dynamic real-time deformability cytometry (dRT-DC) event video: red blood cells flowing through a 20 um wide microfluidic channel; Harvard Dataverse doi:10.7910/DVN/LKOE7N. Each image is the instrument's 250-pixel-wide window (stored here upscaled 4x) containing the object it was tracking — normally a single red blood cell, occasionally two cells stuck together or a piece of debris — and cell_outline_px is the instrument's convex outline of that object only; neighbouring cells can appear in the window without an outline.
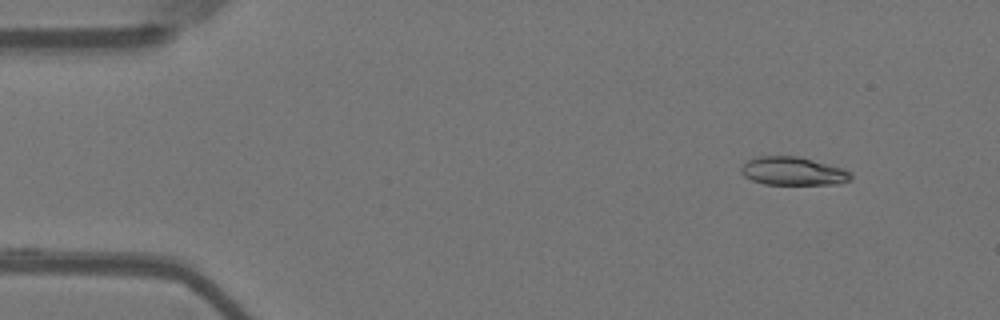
{"species": "Egyptian fruit bat (a non-hibernating species)", "species_latin": "Rousettus aegyptiacus", "temperature_condition": "warm", "stored_images_in_passage": 12, "camera_frame_rate_fps": 3000, "um_per_image_px": 0.085, "animal": {"sex": "female"}, "frame": {"image": 1, "passage_image": 1, "time_ms": 0.0, "image_size_px": [1000, 320], "cell_outline_px": [[852, 180], [836, 184], [764, 184], [752, 180], [744, 176], [740, 172], [740, 168], [748, 160], [760, 156], [796, 156], [844, 168], [852, 176]], "centroid_in_image_um": [67.4, 14.55], "position_along_channel_um": 17.6, "area_um2": 17.98}}
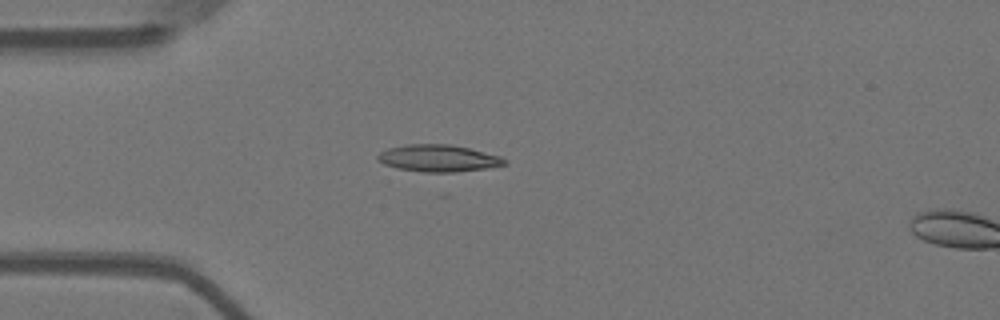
{"frame": {"image": 2, "passage_image": 10, "time_ms": 3.0, "image_size_px": [1000, 320], "cell_outline_px": [[508, 164], [448, 176], [396, 168], [384, 164], [376, 156], [380, 152], [388, 148], [404, 144], [452, 144], [500, 156], [508, 160]], "centroid_in_image_um": [37.32, 13.5], "position_along_channel_um": 47.7, "area_um2": 20.87}}